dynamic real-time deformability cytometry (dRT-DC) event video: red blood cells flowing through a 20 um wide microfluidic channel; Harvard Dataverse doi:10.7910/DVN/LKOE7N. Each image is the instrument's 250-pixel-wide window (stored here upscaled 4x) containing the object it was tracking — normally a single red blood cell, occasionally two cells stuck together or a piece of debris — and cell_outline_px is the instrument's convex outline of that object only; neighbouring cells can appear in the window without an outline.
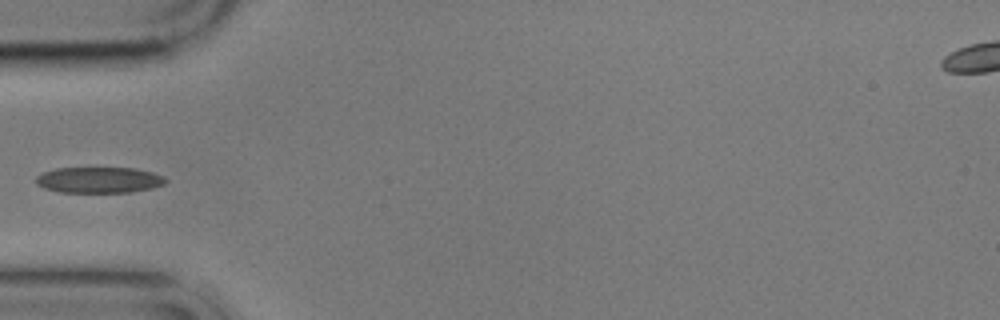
{"species": "common noctule bat (a hibernating species)", "species_latin": "Nyctalus noctula", "temperature_condition": "cold", "stored_images_in_passage": 7, "camera_frame_rate_fps": 3000, "um_per_image_px": 0.085, "animal": {"sex": "male", "body_mass_g": 17.9}, "frame": {"image": 1, "passage_image": 5, "time_ms": 4.667, "image_size_px": [1000, 320], "cell_outline_px": [[168, 180], [164, 184], [152, 188], [128, 192], [60, 192], [44, 188], [36, 184], [36, 176], [44, 172], [56, 168], [136, 168], [152, 172], [164, 176]], "centroid_in_image_um": [8.43, 15.29], "position_along_channel_um": 76.6, "area_um2": 19.59}}
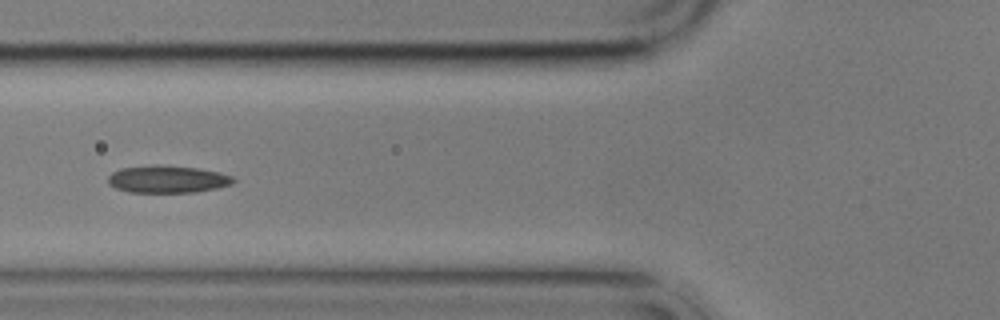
{"frame": {"image": 2, "passage_image": 6, "time_ms": 5.667, "image_size_px": [1000, 320], "cell_outline_px": [[236, 180], [232, 184], [216, 188], [196, 192], [128, 192], [116, 188], [108, 184], [108, 176], [112, 172], [120, 168], [156, 164], [200, 168], [220, 172], [232, 176]], "centroid_in_image_um": [14.23, 15.22], "position_along_channel_um": 111.6, "area_um2": 20.17}}
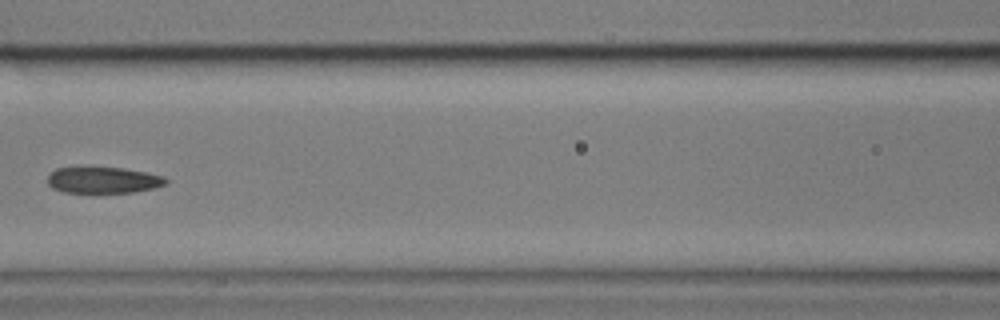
{"frame": {"image": 3, "passage_image": 7, "time_ms": 7.0, "image_size_px": [1000, 320], "cell_outline_px": [[168, 184], [152, 188], [132, 192], [64, 192], [52, 188], [48, 184], [48, 176], [56, 168], [124, 168], [164, 176], [168, 180]], "centroid_in_image_um": [8.79, 15.31], "position_along_channel_um": 157.8, "area_um2": 17.8}}